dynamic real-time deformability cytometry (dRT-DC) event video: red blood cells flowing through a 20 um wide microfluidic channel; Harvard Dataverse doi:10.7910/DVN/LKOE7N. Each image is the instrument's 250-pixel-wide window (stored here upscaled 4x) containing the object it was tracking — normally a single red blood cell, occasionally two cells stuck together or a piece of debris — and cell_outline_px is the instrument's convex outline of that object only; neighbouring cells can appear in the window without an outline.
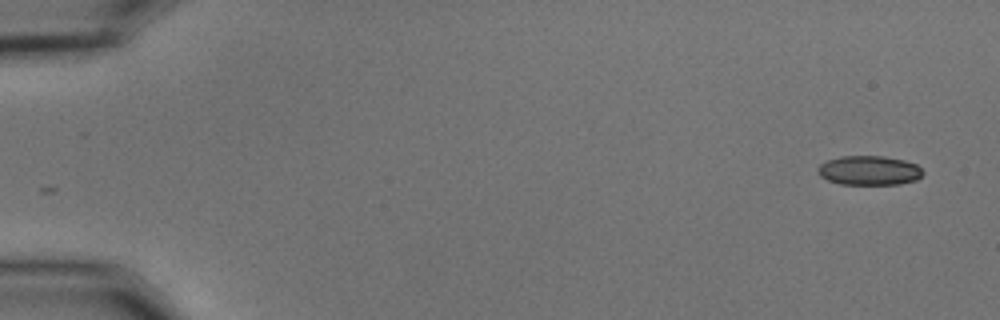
{"species": "common noctule bat (a hibernating species)", "species_latin": "Nyctalus noctula", "temperature_condition": "cold", "stored_images_in_passage": 14, "camera_frame_rate_fps": 3000, "um_per_image_px": 0.085, "animal": {"sex": "male", "body_mass_g": 15.6}, "frame": {"image": 1, "passage_image": 1, "time_ms": 0.0, "image_size_px": [1000, 320], "cell_outline_px": [[924, 172], [916, 180], [900, 184], [840, 184], [828, 180], [820, 176], [816, 172], [816, 168], [820, 164], [828, 160], [840, 156], [884, 156], [904, 160], [916, 164]], "centroid_in_image_um": [73.85, 14.48], "position_along_channel_um": 11.2, "area_um2": 18.03}}
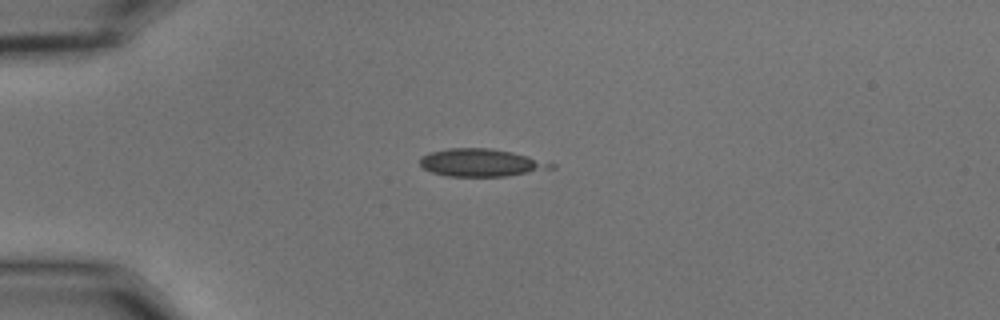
{"frame": {"image": 2, "passage_image": 13, "time_ms": 4.0, "image_size_px": [1000, 320], "cell_outline_px": [[556, 168], [508, 176], [448, 176], [432, 172], [424, 168], [420, 164], [420, 156], [428, 152], [448, 148], [492, 148], [512, 152], [528, 156], [556, 164]], "centroid_in_image_um": [40.9, 13.82], "position_along_channel_um": 44.1, "area_um2": 21.21}}